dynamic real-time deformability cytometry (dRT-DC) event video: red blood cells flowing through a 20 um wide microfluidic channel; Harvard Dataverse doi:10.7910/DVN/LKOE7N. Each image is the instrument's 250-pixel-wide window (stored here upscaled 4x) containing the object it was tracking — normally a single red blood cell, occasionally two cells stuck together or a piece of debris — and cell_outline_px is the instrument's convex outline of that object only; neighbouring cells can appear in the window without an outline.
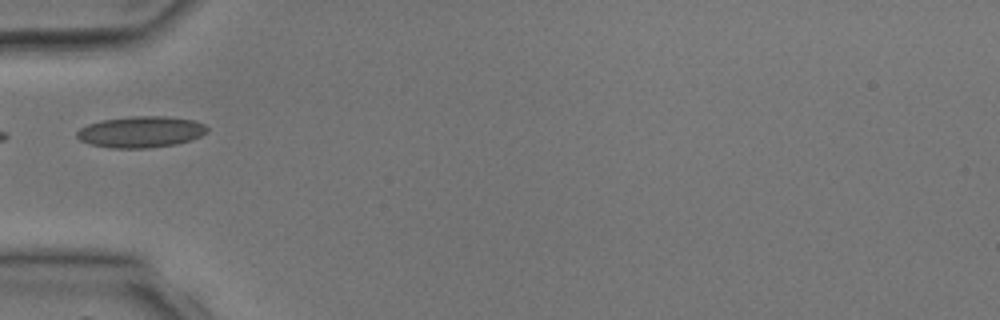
{"species": "common noctule bat (a hibernating species)", "species_latin": "Nyctalus noctula", "temperature_condition": "room temperature", "stored_images_in_passage": 2, "camera_frame_rate_fps": 3000, "um_per_image_px": 0.085, "animal": {"sex": "male", "body_mass_g": 17.9, "forearm_length_mm": 54.2}, "frame": {"image": 1, "passage_image": 2, "time_ms": 2.0, "image_size_px": [1000, 320], "cell_outline_px": [[208, 132], [200, 136], [176, 144], [148, 148], [112, 148], [88, 144], [80, 140], [76, 136], [76, 132], [80, 128], [88, 124], [104, 120], [132, 116], [164, 116], [192, 120], [204, 124], [208, 128]], "centroid_in_image_um": [11.95, 11.21], "position_along_channel_um": 73.0, "area_um2": 23.64}}